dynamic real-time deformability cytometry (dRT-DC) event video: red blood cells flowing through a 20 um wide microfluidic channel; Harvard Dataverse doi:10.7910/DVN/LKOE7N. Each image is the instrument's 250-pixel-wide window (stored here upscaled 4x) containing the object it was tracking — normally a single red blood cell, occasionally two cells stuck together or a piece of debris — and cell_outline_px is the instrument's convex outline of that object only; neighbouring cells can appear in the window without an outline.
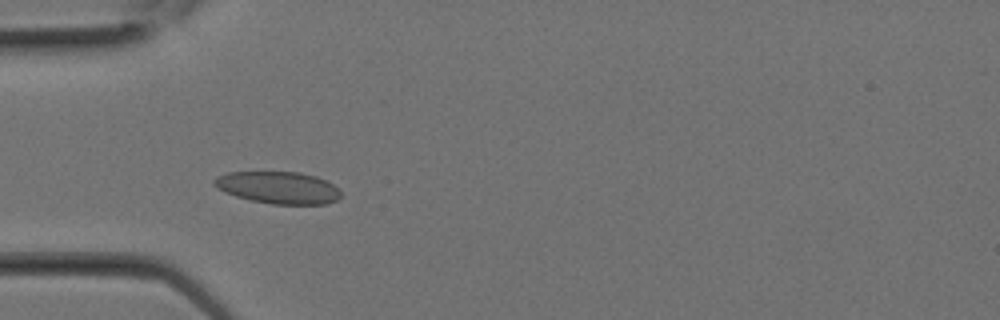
{"species": "Egyptian fruit bat (a non-hibernating species)", "species_latin": "Rousettus aegyptiacus", "temperature_condition": "room temperature", "stored_images_in_passage": 10, "camera_frame_rate_fps": 3000, "um_per_image_px": 0.085, "animal": {"sex": "female"}, "frame": {"image": 1, "passage_image": 7, "time_ms": 2.0, "image_size_px": [1000, 320], "cell_outline_px": [[340, 196], [336, 200], [324, 204], [272, 204], [252, 200], [236, 196], [224, 192], [216, 188], [212, 184], [212, 180], [216, 176], [228, 172], [300, 172], [316, 176], [332, 184], [340, 192]], "centroid_in_image_um": [23.59, 15.94], "position_along_channel_um": 61.4, "area_um2": 23.64}}
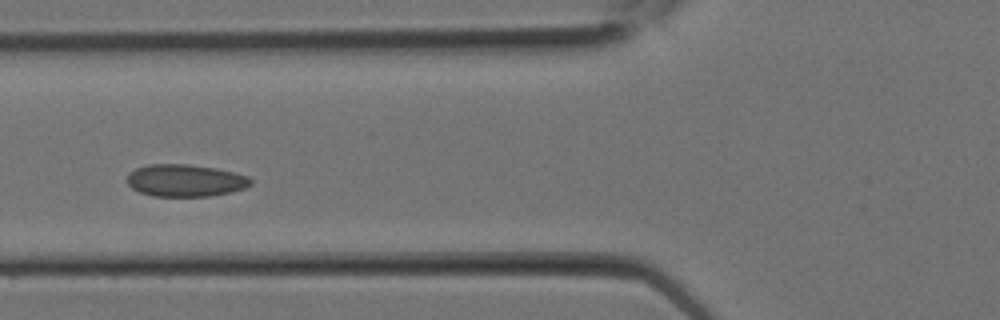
{"frame": {"image": 2, "passage_image": 9, "time_ms": 2.667, "image_size_px": [1000, 320], "cell_outline_px": [[252, 184], [244, 188], [232, 192], [212, 196], [152, 196], [140, 192], [132, 188], [128, 184], [128, 176], [136, 168], [148, 164], [188, 164], [216, 168], [248, 176], [252, 180]], "centroid_in_image_um": [15.77, 15.34], "position_along_channel_um": 110.0, "area_um2": 23.18}}